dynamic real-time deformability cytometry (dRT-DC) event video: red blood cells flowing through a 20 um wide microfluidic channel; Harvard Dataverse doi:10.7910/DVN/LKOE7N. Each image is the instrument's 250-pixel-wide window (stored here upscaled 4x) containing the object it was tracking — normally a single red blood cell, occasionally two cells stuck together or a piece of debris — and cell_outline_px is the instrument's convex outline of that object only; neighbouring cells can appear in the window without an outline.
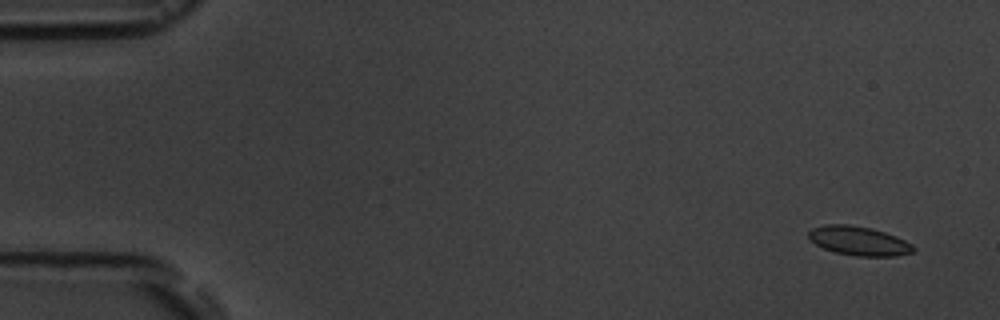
{"species": "common noctule bat (a hibernating species)", "species_latin": "Nyctalus noctula", "temperature_condition": "room temperature", "stored_images_in_passage": 6, "camera_frame_rate_fps": 3000, "um_per_image_px": 0.085, "animal": {"sex": "male", "body_mass_g": 19.5, "forearm_length_mm": 54.6}, "frame": {"image": 1, "passage_image": 1, "time_ms": 0.0, "image_size_px": [1000, 320], "cell_outline_px": [[916, 248], [912, 252], [896, 256], [856, 256], [836, 252], [824, 248], [808, 240], [808, 232], [812, 228], [824, 224], [848, 224], [872, 228], [896, 236], [912, 244]], "centroid_in_image_um": [72.98, 20.46], "position_along_channel_um": 12.0, "area_um2": 17.8}}
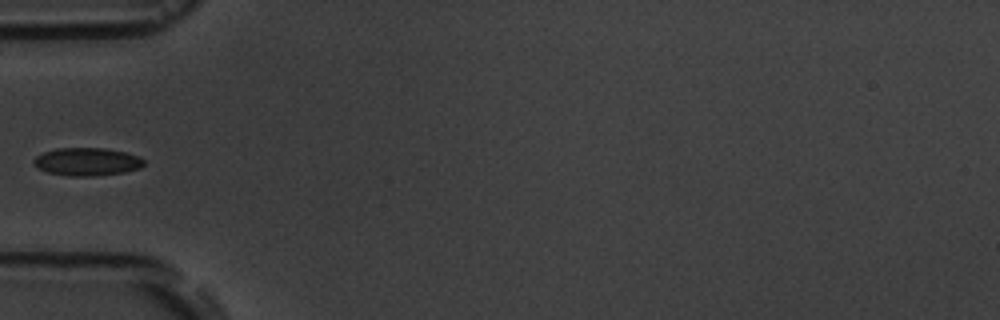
{"frame": {"image": 2, "passage_image": 5, "time_ms": 5.333, "image_size_px": [1000, 320], "cell_outline_px": [[144, 164], [140, 168], [124, 172], [96, 176], [68, 176], [48, 172], [40, 168], [32, 160], [36, 156], [44, 152], [56, 148], [104, 148], [124, 152], [136, 156], [144, 160]], "centroid_in_image_um": [7.4, 13.75], "position_along_channel_um": 77.6, "area_um2": 17.74}}
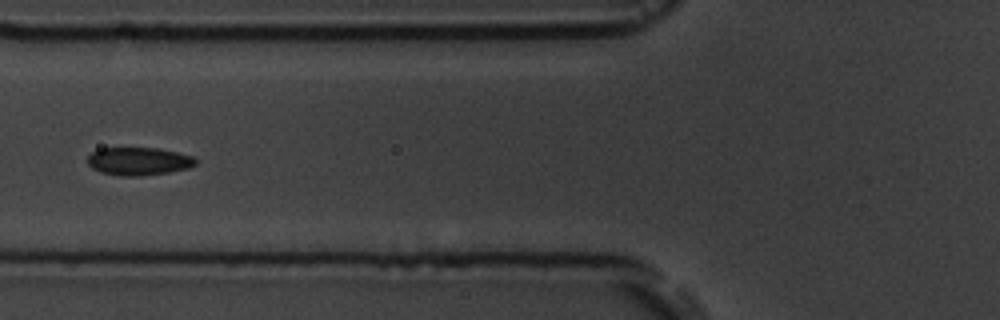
{"frame": {"image": 3, "passage_image": 6, "time_ms": 6.333, "image_size_px": [1000, 320], "cell_outline_px": [[196, 164], [188, 168], [168, 172], [140, 176], [120, 176], [100, 172], [92, 168], [88, 164], [88, 156], [92, 152], [100, 148], [156, 148], [176, 152], [192, 156], [196, 160]], "centroid_in_image_um": [11.76, 13.71], "position_along_channel_um": 114.0, "area_um2": 17.51}}